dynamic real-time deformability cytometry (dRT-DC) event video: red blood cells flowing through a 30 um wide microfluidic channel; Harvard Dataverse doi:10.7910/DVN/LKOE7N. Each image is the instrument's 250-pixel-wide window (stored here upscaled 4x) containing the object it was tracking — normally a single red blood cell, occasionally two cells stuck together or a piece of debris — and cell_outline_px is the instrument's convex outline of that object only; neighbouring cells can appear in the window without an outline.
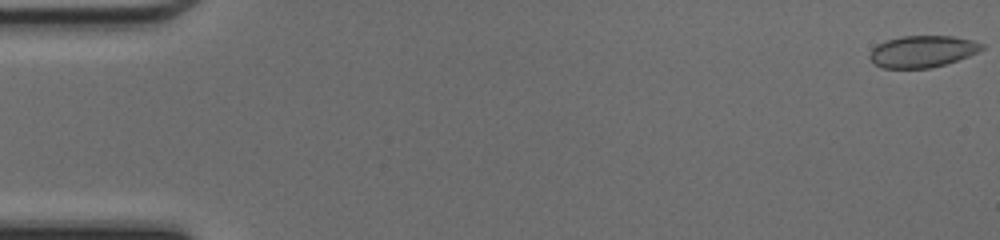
{"species": "common noctule bat (a hibernating species)", "species_latin": "Nyctalus noctula", "temperature_condition": "cold", "stored_images_in_passage": 49, "camera_frame_rate_fps": 3000, "um_per_image_px": 0.085, "animal": {"sex": "female", "body_mass_g": 17.0, "forearm_length_mm": 48.0}, "frame": {"image": 1, "passage_image": 1, "time_ms": 0.0, "image_size_px": [1000, 240], "cell_outline_px": [[984, 48], [968, 56], [932, 68], [884, 68], [876, 64], [868, 56], [872, 48], [876, 44], [884, 40], [900, 36], [952, 36], [972, 40], [984, 44]], "centroid_in_image_um": [78.37, 4.36], "position_along_channel_um": 6.6, "area_um2": 20.69}}
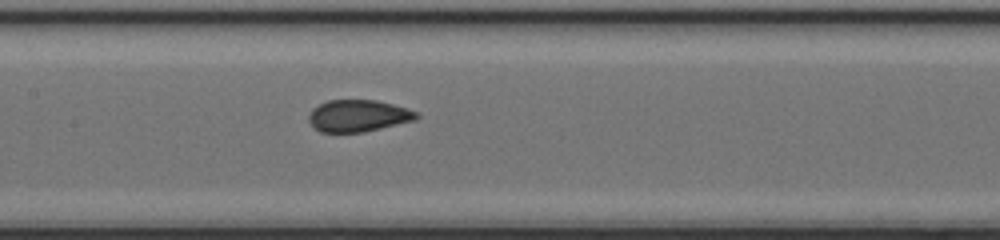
{"frame": {"image": 2, "passage_image": 24, "time_ms": 7.667, "image_size_px": [1000, 240], "cell_outline_px": [[420, 116], [416, 120], [364, 132], [320, 132], [312, 128], [308, 120], [308, 116], [312, 108], [328, 100], [376, 100], [408, 108], [416, 112]], "centroid_in_image_um": [30.43, 9.85], "position_along_channel_um": 177.0, "area_um2": 20.17}}
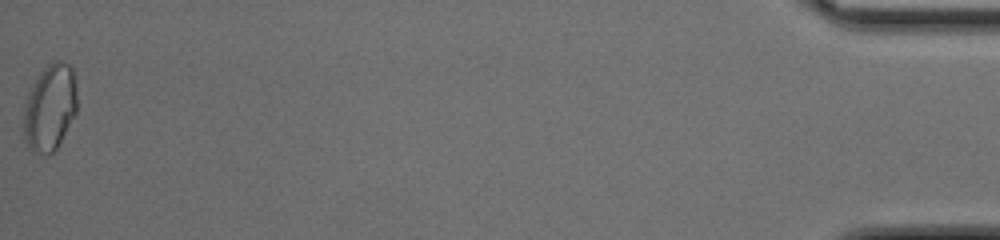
{"frame": {"image": 3, "passage_image": 49, "time_ms": 16.0, "image_size_px": [1000, 240], "cell_outline_px": [[76, 112], [56, 148], [52, 152], [32, 152], [28, 148], [24, 140], [24, 112], [28, 96], [40, 72], [52, 60], [64, 60], [72, 68], [76, 88]], "centroid_in_image_um": [4.25, 9.11], "position_along_channel_um": 431.0, "area_um2": 26.41}}